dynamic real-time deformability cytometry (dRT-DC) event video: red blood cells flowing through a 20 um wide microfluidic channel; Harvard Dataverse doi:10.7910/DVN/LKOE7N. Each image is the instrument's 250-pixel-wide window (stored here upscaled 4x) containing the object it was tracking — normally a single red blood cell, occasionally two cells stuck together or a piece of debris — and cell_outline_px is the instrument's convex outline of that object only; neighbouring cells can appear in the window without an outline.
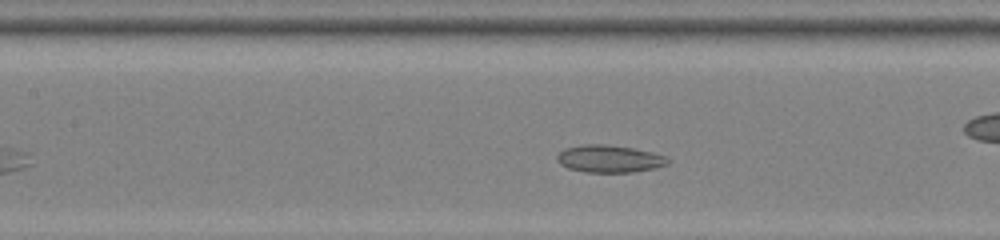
{"species": "common noctule bat (a hibernating species)", "species_latin": "Nyctalus noctula", "temperature_condition": "room temperature", "stored_images_in_passage": 40, "camera_frame_rate_fps": 3000, "um_per_image_px": 0.085, "animal": {"sex": "female", "body_mass_g": 22.0, "forearm_length_mm": 56.7}, "frame": {"image": 1, "passage_image": 23, "time_ms": 7.333, "image_size_px": [1000, 240], "cell_outline_px": [[668, 164], [652, 168], [632, 172], [584, 172], [568, 168], [560, 164], [556, 160], [556, 156], [560, 152], [568, 148], [584, 144], [604, 144], [632, 148], [652, 152], [664, 156], [668, 160]], "centroid_in_image_um": [51.76, 13.5], "position_along_channel_um": 155.6, "area_um2": 17.4}}